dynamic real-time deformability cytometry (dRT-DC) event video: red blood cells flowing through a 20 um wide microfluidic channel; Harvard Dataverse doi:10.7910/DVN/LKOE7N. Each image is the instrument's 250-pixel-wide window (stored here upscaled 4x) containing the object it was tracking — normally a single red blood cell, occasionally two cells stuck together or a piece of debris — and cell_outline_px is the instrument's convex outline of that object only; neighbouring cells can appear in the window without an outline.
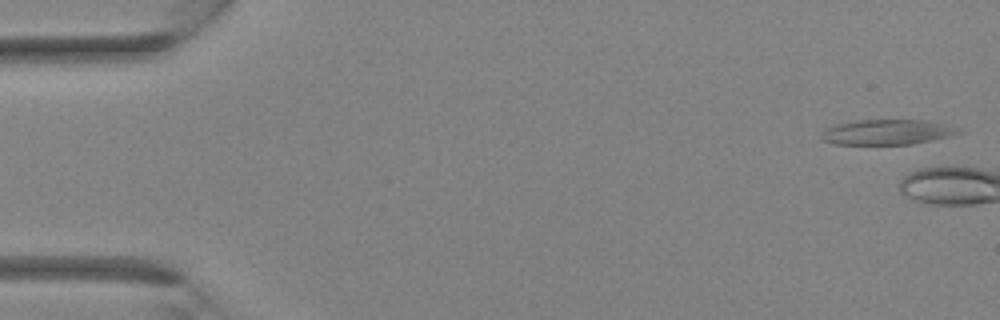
{"species": "Egyptian fruit bat (a non-hibernating species)", "species_latin": "Rousettus aegyptiacus", "temperature_condition": "room temperature", "stored_images_in_passage": 3, "camera_frame_rate_fps": 3000, "um_per_image_px": 0.085, "animal": {"sex": "female"}, "frame": {"image": 1, "passage_image": 1, "time_ms": 0.0, "image_size_px": [1000, 320], "cell_outline_px": [[960, 132], [952, 136], [912, 144], [836, 144], [824, 140], [820, 136], [828, 128], [836, 124], [856, 120], [928, 120], [948, 124], [956, 128]], "centroid_in_image_um": [75.44, 11.22], "position_along_channel_um": 9.6, "area_um2": 19.94}}